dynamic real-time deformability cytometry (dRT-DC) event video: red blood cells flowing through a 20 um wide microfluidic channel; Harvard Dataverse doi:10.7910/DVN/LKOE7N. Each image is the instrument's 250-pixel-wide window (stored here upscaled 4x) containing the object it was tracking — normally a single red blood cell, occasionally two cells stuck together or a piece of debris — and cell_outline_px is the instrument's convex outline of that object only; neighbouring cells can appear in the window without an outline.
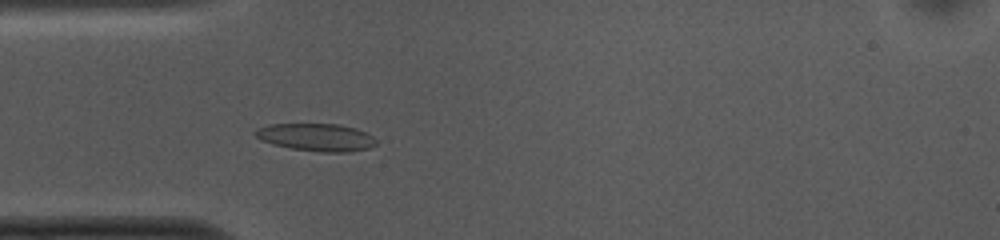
{"species": "common noctule bat (a hibernating species)", "species_latin": "Nyctalus noctula", "temperature_condition": "cold", "stored_images_in_passage": 51, "camera_frame_rate_fps": 3000, "um_per_image_px": 0.085, "animal": {"sex": "female", "body_mass_g": 10.0, "forearm_length_mm": 53.1}, "frame": {"image": 1, "passage_image": 13, "time_ms": 4.0, "image_size_px": [1000, 240], "cell_outline_px": [[376, 144], [368, 148], [348, 152], [320, 152], [292, 148], [272, 144], [256, 136], [252, 132], [268, 124], [340, 124], [356, 128], [372, 136], [376, 140]], "centroid_in_image_um": [26.9, 11.66], "position_along_channel_um": 58.1, "area_um2": 19.25}}
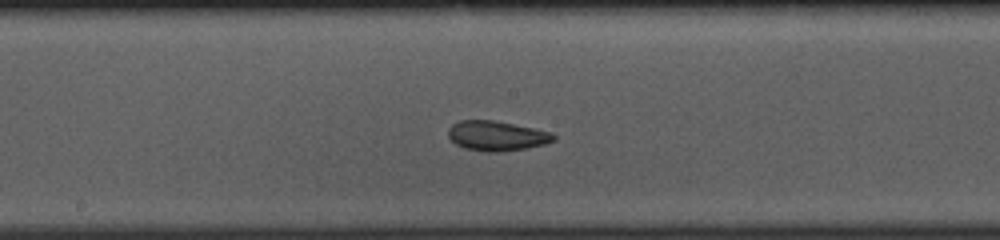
{"frame": {"image": 2, "passage_image": 25, "time_ms": 8.0, "image_size_px": [1000, 240], "cell_outline_px": [[556, 140], [544, 144], [528, 148], [496, 152], [488, 152], [464, 148], [456, 144], [448, 136], [448, 128], [452, 124], [460, 120], [496, 120], [552, 132], [556, 136]], "centroid_in_image_um": [42.23, 11.54], "position_along_channel_um": 206.0, "area_um2": 18.44}}
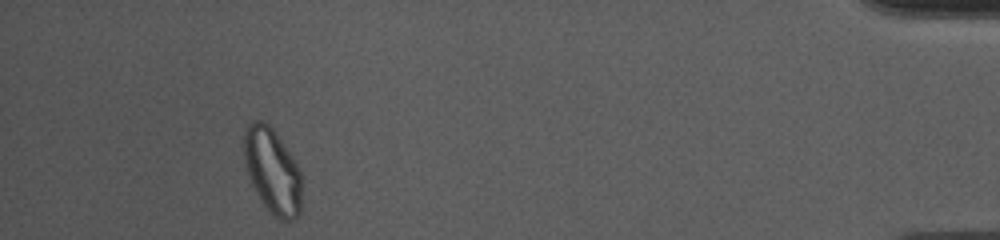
{"frame": {"image": 3, "passage_image": 47, "time_ms": 15.333, "image_size_px": [1000, 240], "cell_outline_px": [[300, 216], [292, 220], [280, 220], [264, 204], [252, 184], [244, 160], [244, 132], [248, 124], [252, 120], [264, 120], [276, 132], [292, 156], [300, 172]], "centroid_in_image_um": [23.15, 14.48], "position_along_channel_um": 412.1, "area_um2": 28.26}, "authors_computed_cell_mechanics": {"area_um2": 19.5942, "velocity_mm_per_s": 3.7191, "shape_relaxation_time_tau1_ms": null, "shape_relaxation_time_tau2_ms": 2.2073, "deformation_change_tau1": null, "deformation_change_tau2": 0.0835}}